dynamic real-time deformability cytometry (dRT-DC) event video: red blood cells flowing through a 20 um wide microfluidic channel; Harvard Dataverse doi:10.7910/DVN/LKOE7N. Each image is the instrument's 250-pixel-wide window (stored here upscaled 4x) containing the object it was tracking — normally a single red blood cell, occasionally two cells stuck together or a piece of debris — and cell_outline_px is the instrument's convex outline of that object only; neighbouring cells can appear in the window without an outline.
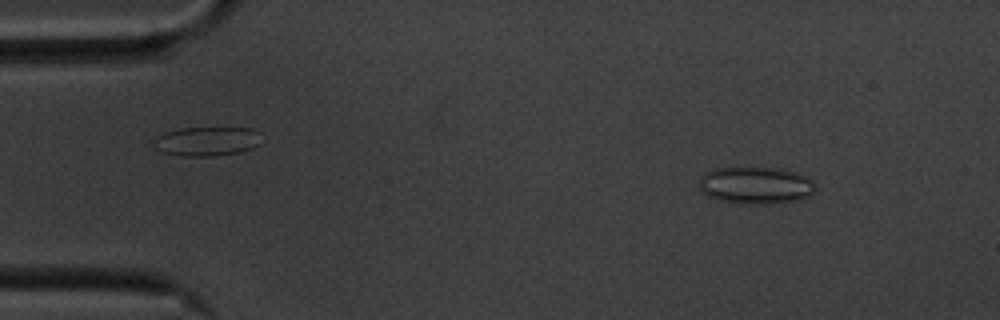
{"species": "common noctule bat (a hibernating species)", "species_latin": "Nyctalus noctula", "temperature_condition": "cold", "stored_images_in_passage": 54, "camera_frame_rate_fps": 3000, "um_per_image_px": 0.085, "animal": {"sex": "male", "body_mass_g": 20.1, "forearm_length_mm": 53.5}, "frame": {"image": 1, "passage_image": 4, "time_ms": 1.0, "image_size_px": [1000, 320], "cell_outline_px": [[816, 188], [808, 196], [800, 200], [760, 204], [740, 204], [720, 200], [708, 196], [700, 188], [700, 176], [704, 172], [712, 168], [776, 168], [796, 172], [812, 180], [816, 184]], "centroid_in_image_um": [64.23, 15.75], "position_along_channel_um": 20.8, "area_um2": 25.14}}
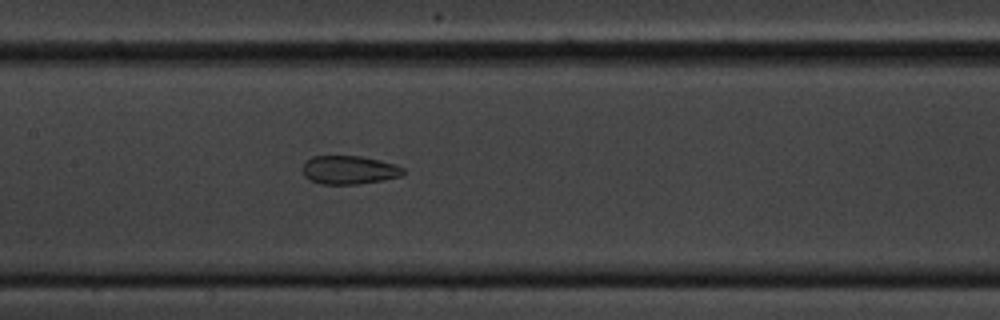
{"frame": {"image": 2, "passage_image": 24, "time_ms": 7.667, "image_size_px": [1000, 320], "cell_outline_px": [[404, 172], [400, 176], [384, 180], [360, 184], [320, 184], [308, 180], [304, 176], [304, 164], [312, 156], [360, 156], [380, 160], [396, 164], [404, 168]], "centroid_in_image_um": [29.69, 14.45], "position_along_channel_um": 177.7, "area_um2": 16.76}}
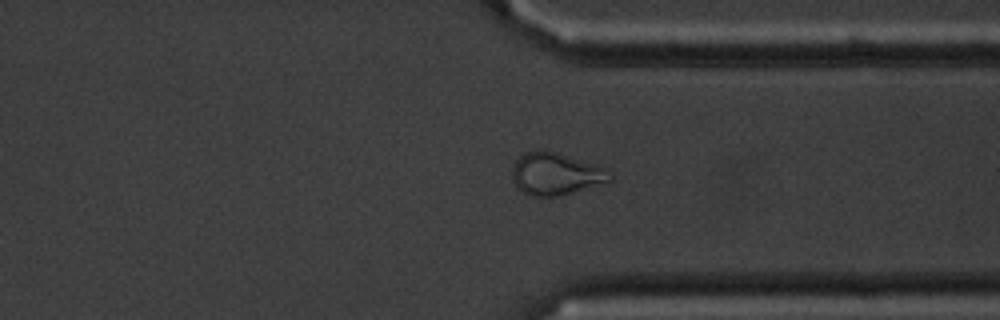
{"frame": {"image": 3, "passage_image": 40, "time_ms": 13.0, "image_size_px": [1000, 320], "cell_outline_px": [[612, 180], [560, 196], [532, 196], [516, 188], [512, 180], [512, 168], [516, 160], [524, 152], [544, 148], [604, 168], [612, 176]], "centroid_in_image_um": [47.16, 14.77], "position_along_channel_um": 364.2, "area_um2": 23.93}, "authors_computed_cell_mechanics": {"area_um2": 21.5594, "velocity_mm_per_s": 3.501, "shape_relaxation_time_tau1_ms": null, "shape_relaxation_time_tau2_ms": 3.3792, "deformation_change_tau1": null, "deformation_change_tau2": 0.1155}}